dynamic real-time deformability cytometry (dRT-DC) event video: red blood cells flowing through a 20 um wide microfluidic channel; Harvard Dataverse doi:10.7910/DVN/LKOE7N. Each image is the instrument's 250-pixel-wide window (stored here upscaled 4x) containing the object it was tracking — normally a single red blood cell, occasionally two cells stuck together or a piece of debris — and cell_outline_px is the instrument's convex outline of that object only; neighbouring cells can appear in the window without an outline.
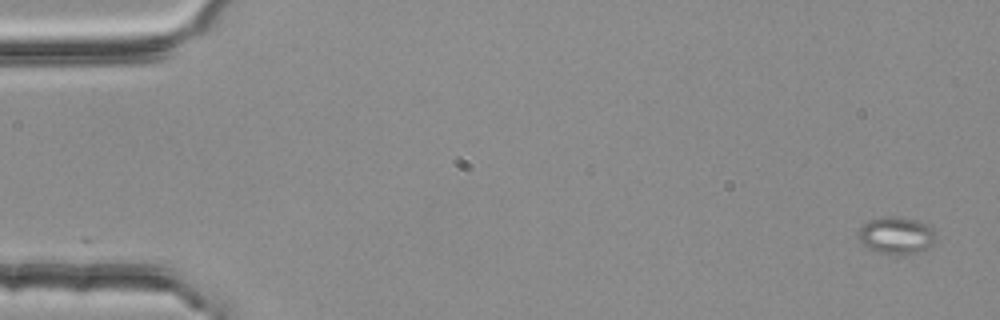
{"species": "common noctule bat (a hibernating species)", "species_latin": "Nyctalus noctula", "temperature_condition": "room temperature", "stored_images_in_passage": 5, "segment_of_instrument_passage": [1, 2], "camera_frame_rate_fps": 3000, "um_per_image_px": 0.085, "animal": {"sex": "female", "body_mass_g": 25.1}, "frame": {"image": 1, "passage_image": 1, "time_ms": 0.0, "image_size_px": [1000, 320], "cell_outline_px": [[936, 240], [928, 248], [904, 256], [876, 252], [868, 248], [856, 236], [856, 232], [868, 220], [884, 216], [896, 216], [916, 220], [932, 228], [936, 232]], "centroid_in_image_um": [76.17, 20.02], "position_along_channel_um": 8.8, "area_um2": 17.05}}